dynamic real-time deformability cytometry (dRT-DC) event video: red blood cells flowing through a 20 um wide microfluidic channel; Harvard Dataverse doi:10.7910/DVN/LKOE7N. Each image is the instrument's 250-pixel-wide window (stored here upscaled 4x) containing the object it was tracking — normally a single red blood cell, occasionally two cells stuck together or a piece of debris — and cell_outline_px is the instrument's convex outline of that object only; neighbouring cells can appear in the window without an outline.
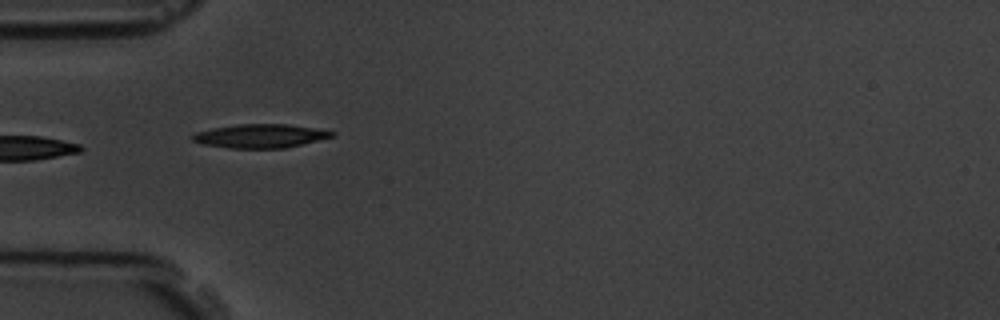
{"species": "common noctule bat (a hibernating species)", "species_latin": "Nyctalus noctula", "temperature_condition": "room temperature", "stored_images_in_passage": 7, "camera_frame_rate_fps": 3000, "um_per_image_px": 0.085, "animal": {"sex": "male", "body_mass_g": 19.5, "forearm_length_mm": 54.6}, "frame": {"image": 1, "passage_image": 6, "time_ms": 5.667, "image_size_px": [1000, 320], "cell_outline_px": [[336, 136], [284, 148], [228, 148], [200, 144], [192, 140], [192, 136], [196, 132], [212, 128], [236, 124], [288, 124], [316, 128], [336, 132]], "centroid_in_image_um": [22.13, 11.55], "position_along_channel_um": 62.9, "area_um2": 19.36}}